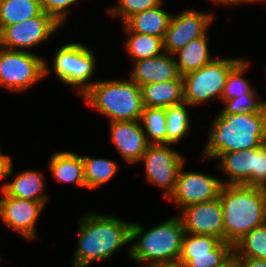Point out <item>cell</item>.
I'll list each match as a JSON object with an SVG mask.
<instances>
[{
    "mask_svg": "<svg viewBox=\"0 0 266 267\" xmlns=\"http://www.w3.org/2000/svg\"><path fill=\"white\" fill-rule=\"evenodd\" d=\"M84 164V178L86 189H97L103 184L109 182L119 169L116 161L105 158H91L81 156Z\"/></svg>",
    "mask_w": 266,
    "mask_h": 267,
    "instance_id": "obj_25",
    "label": "cell"
},
{
    "mask_svg": "<svg viewBox=\"0 0 266 267\" xmlns=\"http://www.w3.org/2000/svg\"><path fill=\"white\" fill-rule=\"evenodd\" d=\"M60 27L52 16L43 11L39 16L4 27L0 31V46L9 50L27 51L50 39Z\"/></svg>",
    "mask_w": 266,
    "mask_h": 267,
    "instance_id": "obj_10",
    "label": "cell"
},
{
    "mask_svg": "<svg viewBox=\"0 0 266 267\" xmlns=\"http://www.w3.org/2000/svg\"><path fill=\"white\" fill-rule=\"evenodd\" d=\"M10 156L2 154L0 150V166H7Z\"/></svg>",
    "mask_w": 266,
    "mask_h": 267,
    "instance_id": "obj_40",
    "label": "cell"
},
{
    "mask_svg": "<svg viewBox=\"0 0 266 267\" xmlns=\"http://www.w3.org/2000/svg\"><path fill=\"white\" fill-rule=\"evenodd\" d=\"M147 180L164 190V198L173 193L179 170L186 162L185 157L171 144H150L142 156Z\"/></svg>",
    "mask_w": 266,
    "mask_h": 267,
    "instance_id": "obj_9",
    "label": "cell"
},
{
    "mask_svg": "<svg viewBox=\"0 0 266 267\" xmlns=\"http://www.w3.org/2000/svg\"><path fill=\"white\" fill-rule=\"evenodd\" d=\"M225 242L232 246L244 235L266 222L260 186L223 185L219 194Z\"/></svg>",
    "mask_w": 266,
    "mask_h": 267,
    "instance_id": "obj_4",
    "label": "cell"
},
{
    "mask_svg": "<svg viewBox=\"0 0 266 267\" xmlns=\"http://www.w3.org/2000/svg\"><path fill=\"white\" fill-rule=\"evenodd\" d=\"M128 37L125 47L132 62L152 58L164 53L163 38L149 34L130 32L125 26Z\"/></svg>",
    "mask_w": 266,
    "mask_h": 267,
    "instance_id": "obj_24",
    "label": "cell"
},
{
    "mask_svg": "<svg viewBox=\"0 0 266 267\" xmlns=\"http://www.w3.org/2000/svg\"><path fill=\"white\" fill-rule=\"evenodd\" d=\"M233 254L238 258L266 260V222L237 241L233 245Z\"/></svg>",
    "mask_w": 266,
    "mask_h": 267,
    "instance_id": "obj_27",
    "label": "cell"
},
{
    "mask_svg": "<svg viewBox=\"0 0 266 267\" xmlns=\"http://www.w3.org/2000/svg\"><path fill=\"white\" fill-rule=\"evenodd\" d=\"M110 135L112 143L125 163H139L150 145L140 120L110 122Z\"/></svg>",
    "mask_w": 266,
    "mask_h": 267,
    "instance_id": "obj_15",
    "label": "cell"
},
{
    "mask_svg": "<svg viewBox=\"0 0 266 267\" xmlns=\"http://www.w3.org/2000/svg\"><path fill=\"white\" fill-rule=\"evenodd\" d=\"M266 184V143L252 148V186Z\"/></svg>",
    "mask_w": 266,
    "mask_h": 267,
    "instance_id": "obj_34",
    "label": "cell"
},
{
    "mask_svg": "<svg viewBox=\"0 0 266 267\" xmlns=\"http://www.w3.org/2000/svg\"><path fill=\"white\" fill-rule=\"evenodd\" d=\"M132 223L103 213H85L79 218L77 249L73 267H88L91 263L109 259L120 247L131 243Z\"/></svg>",
    "mask_w": 266,
    "mask_h": 267,
    "instance_id": "obj_1",
    "label": "cell"
},
{
    "mask_svg": "<svg viewBox=\"0 0 266 267\" xmlns=\"http://www.w3.org/2000/svg\"><path fill=\"white\" fill-rule=\"evenodd\" d=\"M78 0H40L42 10L52 16L60 25L67 21L68 8Z\"/></svg>",
    "mask_w": 266,
    "mask_h": 267,
    "instance_id": "obj_35",
    "label": "cell"
},
{
    "mask_svg": "<svg viewBox=\"0 0 266 267\" xmlns=\"http://www.w3.org/2000/svg\"><path fill=\"white\" fill-rule=\"evenodd\" d=\"M180 76L175 56L162 53L158 56L134 61L130 79L138 86L175 80Z\"/></svg>",
    "mask_w": 266,
    "mask_h": 267,
    "instance_id": "obj_16",
    "label": "cell"
},
{
    "mask_svg": "<svg viewBox=\"0 0 266 267\" xmlns=\"http://www.w3.org/2000/svg\"><path fill=\"white\" fill-rule=\"evenodd\" d=\"M242 267H266V260L254 258H240Z\"/></svg>",
    "mask_w": 266,
    "mask_h": 267,
    "instance_id": "obj_36",
    "label": "cell"
},
{
    "mask_svg": "<svg viewBox=\"0 0 266 267\" xmlns=\"http://www.w3.org/2000/svg\"><path fill=\"white\" fill-rule=\"evenodd\" d=\"M95 67L94 53L80 42L62 45L53 58L55 76L63 84L72 85L80 97L96 82L89 81Z\"/></svg>",
    "mask_w": 266,
    "mask_h": 267,
    "instance_id": "obj_8",
    "label": "cell"
},
{
    "mask_svg": "<svg viewBox=\"0 0 266 267\" xmlns=\"http://www.w3.org/2000/svg\"><path fill=\"white\" fill-rule=\"evenodd\" d=\"M44 179L42 172L27 169L19 172L12 182L5 183V192L12 197L38 201L46 205L50 194L43 193Z\"/></svg>",
    "mask_w": 266,
    "mask_h": 267,
    "instance_id": "obj_19",
    "label": "cell"
},
{
    "mask_svg": "<svg viewBox=\"0 0 266 267\" xmlns=\"http://www.w3.org/2000/svg\"><path fill=\"white\" fill-rule=\"evenodd\" d=\"M144 107H169L184 101L183 77L141 86Z\"/></svg>",
    "mask_w": 266,
    "mask_h": 267,
    "instance_id": "obj_18",
    "label": "cell"
},
{
    "mask_svg": "<svg viewBox=\"0 0 266 267\" xmlns=\"http://www.w3.org/2000/svg\"><path fill=\"white\" fill-rule=\"evenodd\" d=\"M172 14L159 6L137 13L130 17L124 24L130 32L149 34L157 37H164Z\"/></svg>",
    "mask_w": 266,
    "mask_h": 267,
    "instance_id": "obj_21",
    "label": "cell"
},
{
    "mask_svg": "<svg viewBox=\"0 0 266 267\" xmlns=\"http://www.w3.org/2000/svg\"><path fill=\"white\" fill-rule=\"evenodd\" d=\"M185 230L179 215L145 231V227L132 222L128 256L148 267H176L181 253Z\"/></svg>",
    "mask_w": 266,
    "mask_h": 267,
    "instance_id": "obj_3",
    "label": "cell"
},
{
    "mask_svg": "<svg viewBox=\"0 0 266 267\" xmlns=\"http://www.w3.org/2000/svg\"><path fill=\"white\" fill-rule=\"evenodd\" d=\"M40 0H0V31L16 23L39 16Z\"/></svg>",
    "mask_w": 266,
    "mask_h": 267,
    "instance_id": "obj_23",
    "label": "cell"
},
{
    "mask_svg": "<svg viewBox=\"0 0 266 267\" xmlns=\"http://www.w3.org/2000/svg\"><path fill=\"white\" fill-rule=\"evenodd\" d=\"M233 255V246L222 241L209 254L180 255L177 267H220Z\"/></svg>",
    "mask_w": 266,
    "mask_h": 267,
    "instance_id": "obj_29",
    "label": "cell"
},
{
    "mask_svg": "<svg viewBox=\"0 0 266 267\" xmlns=\"http://www.w3.org/2000/svg\"><path fill=\"white\" fill-rule=\"evenodd\" d=\"M249 62L246 59H241L229 72L222 93V102L232 98L240 97L244 94H256L251 84L243 74L249 68Z\"/></svg>",
    "mask_w": 266,
    "mask_h": 267,
    "instance_id": "obj_30",
    "label": "cell"
},
{
    "mask_svg": "<svg viewBox=\"0 0 266 267\" xmlns=\"http://www.w3.org/2000/svg\"><path fill=\"white\" fill-rule=\"evenodd\" d=\"M185 101L165 108L167 122V144H175L183 140L190 130V116Z\"/></svg>",
    "mask_w": 266,
    "mask_h": 267,
    "instance_id": "obj_28",
    "label": "cell"
},
{
    "mask_svg": "<svg viewBox=\"0 0 266 267\" xmlns=\"http://www.w3.org/2000/svg\"><path fill=\"white\" fill-rule=\"evenodd\" d=\"M208 46L206 33L204 36L190 41L173 54L181 76L207 65L215 58L211 56Z\"/></svg>",
    "mask_w": 266,
    "mask_h": 267,
    "instance_id": "obj_22",
    "label": "cell"
},
{
    "mask_svg": "<svg viewBox=\"0 0 266 267\" xmlns=\"http://www.w3.org/2000/svg\"><path fill=\"white\" fill-rule=\"evenodd\" d=\"M218 168L227 175L223 185H252V149L220 154Z\"/></svg>",
    "mask_w": 266,
    "mask_h": 267,
    "instance_id": "obj_17",
    "label": "cell"
},
{
    "mask_svg": "<svg viewBox=\"0 0 266 267\" xmlns=\"http://www.w3.org/2000/svg\"><path fill=\"white\" fill-rule=\"evenodd\" d=\"M150 144H167V122L164 107H144L140 118Z\"/></svg>",
    "mask_w": 266,
    "mask_h": 267,
    "instance_id": "obj_26",
    "label": "cell"
},
{
    "mask_svg": "<svg viewBox=\"0 0 266 267\" xmlns=\"http://www.w3.org/2000/svg\"><path fill=\"white\" fill-rule=\"evenodd\" d=\"M215 117L201 158L216 159L220 154L246 151L266 143V105L257 113H218Z\"/></svg>",
    "mask_w": 266,
    "mask_h": 267,
    "instance_id": "obj_2",
    "label": "cell"
},
{
    "mask_svg": "<svg viewBox=\"0 0 266 267\" xmlns=\"http://www.w3.org/2000/svg\"><path fill=\"white\" fill-rule=\"evenodd\" d=\"M0 190V220L2 223L28 241L38 239L35 226L45 205L42 202L9 196L5 192V182L1 185Z\"/></svg>",
    "mask_w": 266,
    "mask_h": 267,
    "instance_id": "obj_12",
    "label": "cell"
},
{
    "mask_svg": "<svg viewBox=\"0 0 266 267\" xmlns=\"http://www.w3.org/2000/svg\"><path fill=\"white\" fill-rule=\"evenodd\" d=\"M260 187H261V192H262L263 199H264L265 218H266V184Z\"/></svg>",
    "mask_w": 266,
    "mask_h": 267,
    "instance_id": "obj_41",
    "label": "cell"
},
{
    "mask_svg": "<svg viewBox=\"0 0 266 267\" xmlns=\"http://www.w3.org/2000/svg\"><path fill=\"white\" fill-rule=\"evenodd\" d=\"M266 0H211V2H213L215 5H223V6H227V5H236V4H240V3H258V2H265Z\"/></svg>",
    "mask_w": 266,
    "mask_h": 267,
    "instance_id": "obj_37",
    "label": "cell"
},
{
    "mask_svg": "<svg viewBox=\"0 0 266 267\" xmlns=\"http://www.w3.org/2000/svg\"><path fill=\"white\" fill-rule=\"evenodd\" d=\"M49 65L44 58L27 51L9 50L0 46V86L22 92L46 77Z\"/></svg>",
    "mask_w": 266,
    "mask_h": 267,
    "instance_id": "obj_7",
    "label": "cell"
},
{
    "mask_svg": "<svg viewBox=\"0 0 266 267\" xmlns=\"http://www.w3.org/2000/svg\"><path fill=\"white\" fill-rule=\"evenodd\" d=\"M220 267H242L240 258L236 257L234 254L228 258Z\"/></svg>",
    "mask_w": 266,
    "mask_h": 267,
    "instance_id": "obj_39",
    "label": "cell"
},
{
    "mask_svg": "<svg viewBox=\"0 0 266 267\" xmlns=\"http://www.w3.org/2000/svg\"><path fill=\"white\" fill-rule=\"evenodd\" d=\"M241 59L216 56L207 65L183 75L184 101L192 107L222 100L227 76Z\"/></svg>",
    "mask_w": 266,
    "mask_h": 267,
    "instance_id": "obj_6",
    "label": "cell"
},
{
    "mask_svg": "<svg viewBox=\"0 0 266 267\" xmlns=\"http://www.w3.org/2000/svg\"><path fill=\"white\" fill-rule=\"evenodd\" d=\"M185 164L179 170L175 189L168 200L181 210L191 204L218 198L223 186L221 179L198 171H186Z\"/></svg>",
    "mask_w": 266,
    "mask_h": 267,
    "instance_id": "obj_11",
    "label": "cell"
},
{
    "mask_svg": "<svg viewBox=\"0 0 266 267\" xmlns=\"http://www.w3.org/2000/svg\"><path fill=\"white\" fill-rule=\"evenodd\" d=\"M81 97L110 122L140 120L144 108L141 87L130 78L98 79Z\"/></svg>",
    "mask_w": 266,
    "mask_h": 267,
    "instance_id": "obj_5",
    "label": "cell"
},
{
    "mask_svg": "<svg viewBox=\"0 0 266 267\" xmlns=\"http://www.w3.org/2000/svg\"><path fill=\"white\" fill-rule=\"evenodd\" d=\"M118 5L107 8L113 18H120L124 24L133 15L155 8L163 3V0H117ZM119 16V17H118Z\"/></svg>",
    "mask_w": 266,
    "mask_h": 267,
    "instance_id": "obj_32",
    "label": "cell"
},
{
    "mask_svg": "<svg viewBox=\"0 0 266 267\" xmlns=\"http://www.w3.org/2000/svg\"><path fill=\"white\" fill-rule=\"evenodd\" d=\"M256 96V94H244L224 100L225 107L220 109L219 113L222 115L257 113L266 105V100L259 99L257 101Z\"/></svg>",
    "mask_w": 266,
    "mask_h": 267,
    "instance_id": "obj_33",
    "label": "cell"
},
{
    "mask_svg": "<svg viewBox=\"0 0 266 267\" xmlns=\"http://www.w3.org/2000/svg\"><path fill=\"white\" fill-rule=\"evenodd\" d=\"M214 20L213 13L195 10H184L180 14H172L168 29L163 37L166 53L174 54L190 41L204 36Z\"/></svg>",
    "mask_w": 266,
    "mask_h": 267,
    "instance_id": "obj_13",
    "label": "cell"
},
{
    "mask_svg": "<svg viewBox=\"0 0 266 267\" xmlns=\"http://www.w3.org/2000/svg\"><path fill=\"white\" fill-rule=\"evenodd\" d=\"M48 166L57 181L86 188L84 164L82 157L78 154L71 151L56 152L49 159Z\"/></svg>",
    "mask_w": 266,
    "mask_h": 267,
    "instance_id": "obj_20",
    "label": "cell"
},
{
    "mask_svg": "<svg viewBox=\"0 0 266 267\" xmlns=\"http://www.w3.org/2000/svg\"><path fill=\"white\" fill-rule=\"evenodd\" d=\"M12 164V159L10 157L7 166H0V181L2 178L8 179V177L13 174Z\"/></svg>",
    "mask_w": 266,
    "mask_h": 267,
    "instance_id": "obj_38",
    "label": "cell"
},
{
    "mask_svg": "<svg viewBox=\"0 0 266 267\" xmlns=\"http://www.w3.org/2000/svg\"><path fill=\"white\" fill-rule=\"evenodd\" d=\"M178 213L185 233L213 236L225 242L220 198L185 206Z\"/></svg>",
    "mask_w": 266,
    "mask_h": 267,
    "instance_id": "obj_14",
    "label": "cell"
},
{
    "mask_svg": "<svg viewBox=\"0 0 266 267\" xmlns=\"http://www.w3.org/2000/svg\"><path fill=\"white\" fill-rule=\"evenodd\" d=\"M221 242L220 239L213 236L185 233L180 255L209 254Z\"/></svg>",
    "mask_w": 266,
    "mask_h": 267,
    "instance_id": "obj_31",
    "label": "cell"
}]
</instances>
